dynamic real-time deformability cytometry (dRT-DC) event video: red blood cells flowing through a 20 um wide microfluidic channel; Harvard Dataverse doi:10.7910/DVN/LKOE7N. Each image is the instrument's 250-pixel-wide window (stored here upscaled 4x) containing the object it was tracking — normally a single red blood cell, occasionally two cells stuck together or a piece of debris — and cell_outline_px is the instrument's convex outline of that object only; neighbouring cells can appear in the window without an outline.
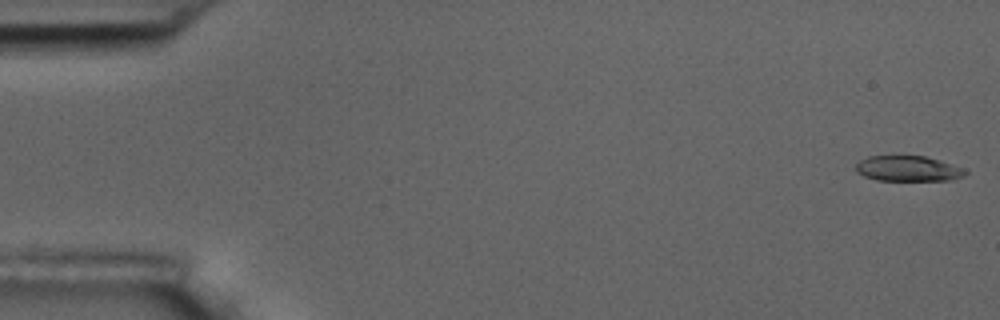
{"species": "common noctule bat (a hibernating species)", "species_latin": "Nyctalus noctula", "temperature_condition": "room temperature", "stored_images_in_passage": 6, "camera_frame_rate_fps": 3000, "um_per_image_px": 0.085, "animal": {"sex": "male", "body_mass_g": 17.5, "forearm_length_mm": 52.3}, "frame": {"image": 1, "passage_image": 1, "time_ms": 0.0, "image_size_px": [1000, 320], "cell_outline_px": [[968, 172], [964, 176], [952, 180], [876, 180], [864, 176], [856, 172], [856, 164], [860, 160], [868, 156], [924, 156], [940, 160], [960, 168]], "centroid_in_image_um": [77.15, 14.33], "position_along_channel_um": 7.9, "area_um2": 16.07}}
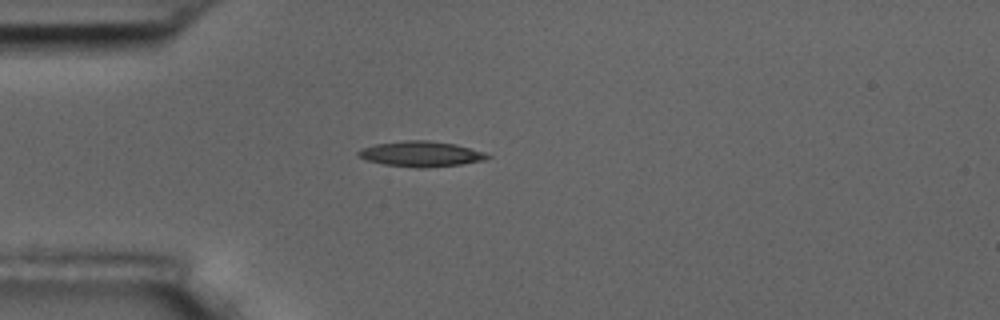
{"frame": {"image": 2, "passage_image": 5, "time_ms": 4.667, "image_size_px": [1000, 320], "cell_outline_px": [[492, 156], [488, 160], [460, 164], [424, 168], [416, 168], [384, 164], [368, 160], [360, 156], [356, 152], [360, 148], [376, 144], [404, 140], [428, 140], [456, 144], [484, 152]], "centroid_in_image_um": [35.82, 13.08], "position_along_channel_um": 49.2, "area_um2": 19.13}}